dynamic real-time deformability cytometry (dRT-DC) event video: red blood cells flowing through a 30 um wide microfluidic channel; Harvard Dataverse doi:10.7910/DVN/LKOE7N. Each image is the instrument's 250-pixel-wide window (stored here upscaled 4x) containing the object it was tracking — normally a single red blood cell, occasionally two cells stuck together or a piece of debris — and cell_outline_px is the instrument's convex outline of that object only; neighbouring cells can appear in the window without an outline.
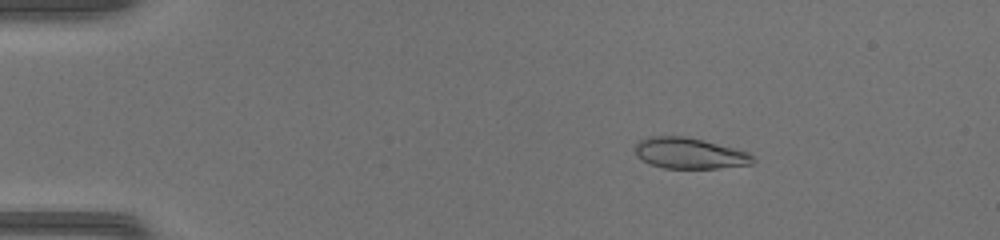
{"species": "common noctule bat (a hibernating species)", "species_latin": "Nyctalus noctula", "temperature_condition": "warm", "stored_images_in_passage": 49, "camera_frame_rate_fps": 3000, "um_per_image_px": 0.085, "animal": {"sex": "female", "body_mass_g": 17.0, "forearm_length_mm": 48.0}, "frame": {"image": 1, "passage_image": 9, "time_ms": 2.667, "image_size_px": [1000, 240], "cell_outline_px": [[756, 160], [752, 164], [720, 168], [664, 168], [648, 164], [636, 156], [636, 144], [640, 140], [648, 136], [684, 136], [748, 152]], "centroid_in_image_um": [58.57, 13.04], "position_along_channel_um": 26.4, "area_um2": 21.04}}
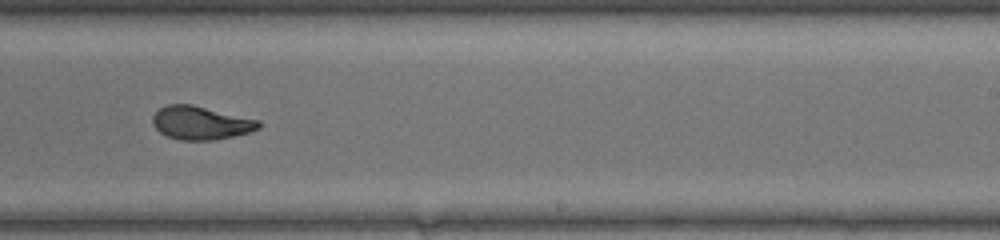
{"frame": {"image": 2, "passage_image": 32, "time_ms": 10.333, "image_size_px": [1000, 240], "cell_outline_px": [[260, 128], [248, 132], [232, 136], [212, 140], [180, 140], [168, 136], [160, 132], [152, 124], [152, 116], [160, 108], [168, 104], [192, 104], [260, 120]], "centroid_in_image_um": [17.05, 10.43], "position_along_channel_um": 271.9, "area_um2": 20.52}}
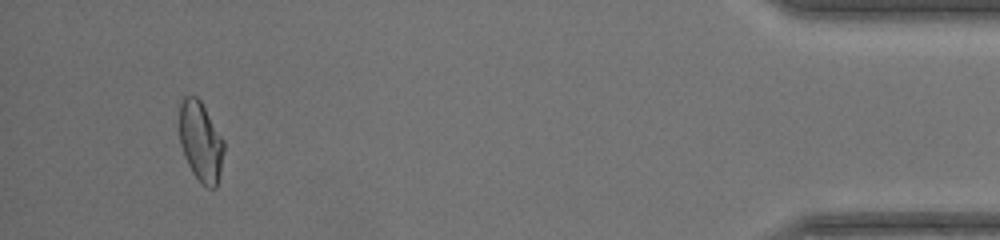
{"frame": {"image": 3, "passage_image": 47, "time_ms": 15.333, "image_size_px": [1000, 240], "cell_outline_px": [[224, 152], [220, 172], [216, 188], [208, 188], [200, 184], [192, 172], [184, 156], [180, 144], [180, 100], [184, 96], [196, 96], [200, 100], [224, 140]], "centroid_in_image_um": [17.06, 12.06], "position_along_channel_um": 418.1, "area_um2": 20.81}, "authors_computed_cell_mechanics": {"area_um2": 21.1548, "velocity_mm_per_s": 4.3006, "shape_relaxation_time_tau1_ms": 6.0966, "shape_relaxation_time_tau2_ms": 0.9951, "deformation_change_tau1": 0.2162, "deformation_change_tau2": 0.0544}}